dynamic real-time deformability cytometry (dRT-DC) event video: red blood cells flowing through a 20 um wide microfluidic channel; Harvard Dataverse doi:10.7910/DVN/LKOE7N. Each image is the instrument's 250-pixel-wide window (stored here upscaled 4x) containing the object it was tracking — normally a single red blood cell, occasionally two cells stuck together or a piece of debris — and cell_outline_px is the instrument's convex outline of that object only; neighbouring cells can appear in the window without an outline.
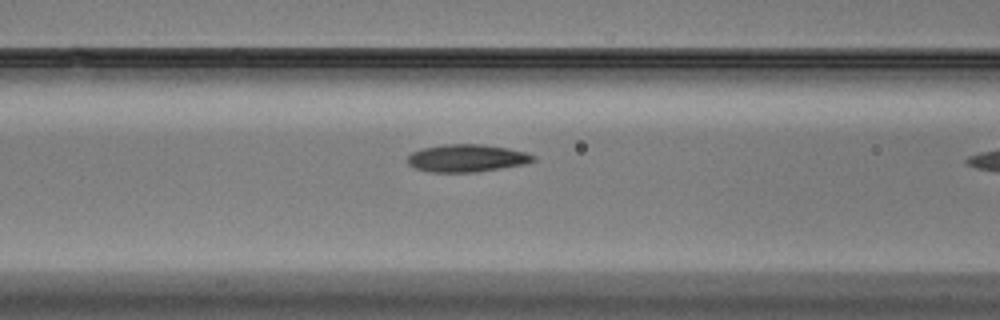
{"species": "Egyptian fruit bat (a non-hibernating species)", "species_latin": "Rousettus aegyptiacus", "temperature_condition": "warm", "stored_images_in_passage": 9, "camera_frame_rate_fps": 3000, "um_per_image_px": 0.085, "animal": {"sex": "male"}, "frame": {"image": 1, "passage_image": 8, "time_ms": 2.333, "image_size_px": [1000, 320], "cell_outline_px": [[536, 160], [524, 164], [476, 172], [428, 172], [416, 168], [408, 164], [408, 156], [412, 152], [424, 148], [444, 144], [480, 144], [508, 148], [524, 152], [536, 156]], "centroid_in_image_um": [39.68, 13.44], "position_along_channel_um": 126.9, "area_um2": 20.06}}